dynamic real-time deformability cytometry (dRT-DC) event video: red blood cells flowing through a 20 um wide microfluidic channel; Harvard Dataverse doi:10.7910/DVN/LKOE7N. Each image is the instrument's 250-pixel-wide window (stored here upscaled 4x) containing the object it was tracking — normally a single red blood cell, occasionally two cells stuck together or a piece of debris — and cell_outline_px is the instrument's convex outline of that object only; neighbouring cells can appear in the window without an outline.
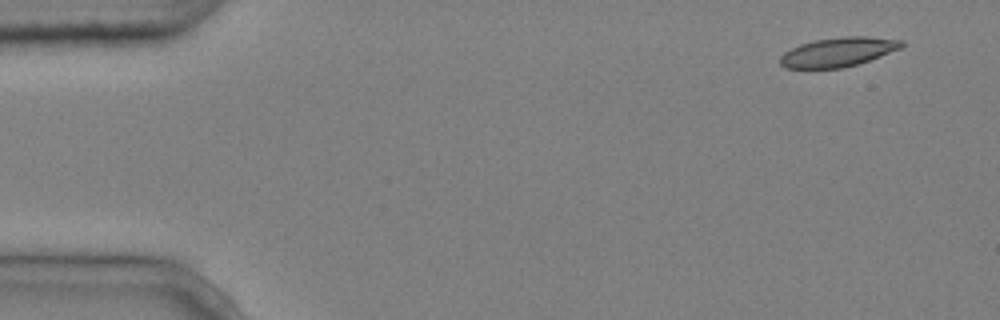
{"species": "common noctule bat (a hibernating species)", "species_latin": "Nyctalus noctula", "temperature_condition": "cold", "stored_images_in_passage": 4, "camera_frame_rate_fps": 3000, "um_per_image_px": 0.085, "animal": {"sex": "male", "body_mass_g": 20.4}, "frame": {"image": 1, "passage_image": 1, "time_ms": 0.0, "image_size_px": [1000, 320], "cell_outline_px": [[908, 44], [900, 48], [880, 56], [856, 64], [840, 68], [784, 68], [780, 64], [780, 56], [784, 52], [800, 44], [816, 40], [844, 36], [868, 36], [904, 40]], "centroid_in_image_um": [71.26, 4.41], "position_along_channel_um": 13.7, "area_um2": 20.63}}